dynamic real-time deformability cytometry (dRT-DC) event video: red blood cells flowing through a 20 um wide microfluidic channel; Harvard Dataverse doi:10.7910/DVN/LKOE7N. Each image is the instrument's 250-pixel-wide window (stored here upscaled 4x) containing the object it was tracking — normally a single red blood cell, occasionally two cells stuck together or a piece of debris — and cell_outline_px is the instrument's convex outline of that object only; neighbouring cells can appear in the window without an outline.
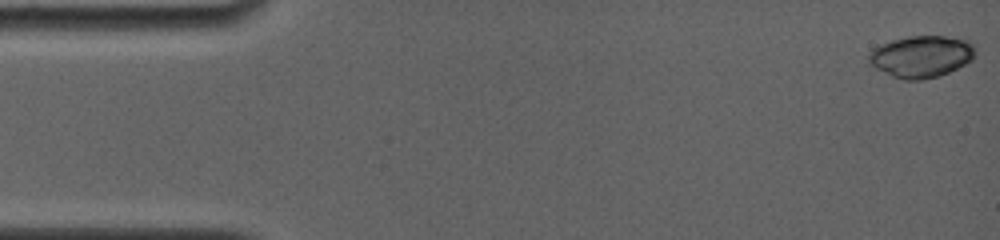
{"species": "common noctule bat (a hibernating species)", "species_latin": "Nyctalus noctula", "temperature_condition": "room temperature", "stored_images_in_passage": 21, "camera_frame_rate_fps": 4000, "um_per_image_px": 0.085, "animal": {"sex": "female", "body_mass_g": 19.0, "forearm_length_mm": 56.7}, "frame": {"image": 1, "passage_image": 1, "time_ms": 0.0, "image_size_px": [1000, 240], "cell_outline_px": [[972, 56], [964, 64], [948, 72], [936, 76], [916, 80], [908, 80], [892, 76], [876, 68], [868, 60], [868, 56], [872, 48], [892, 40], [908, 36], [944, 36], [960, 40], [968, 44], [972, 48]], "centroid_in_image_um": [78.2, 4.8], "position_along_channel_um": 6.8, "area_um2": 24.91}}
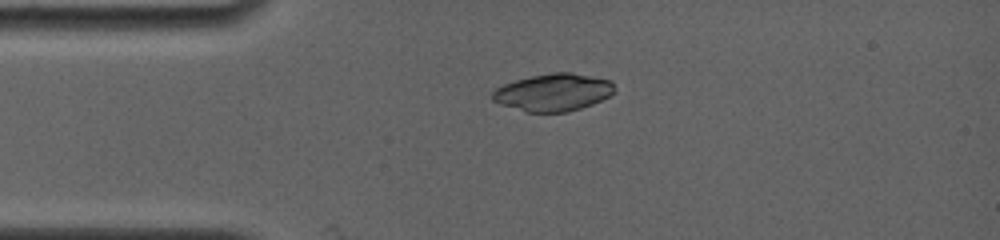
{"frame": {"image": 2, "passage_image": 15, "time_ms": 3.5, "image_size_px": [1000, 240], "cell_outline_px": [[616, 92], [592, 104], [568, 112], [528, 112], [500, 104], [492, 100], [492, 92], [496, 88], [504, 84], [516, 80], [532, 76], [552, 72], [572, 72], [612, 80], [616, 88]], "centroid_in_image_um": [47.06, 7.84], "position_along_channel_um": 37.9, "area_um2": 26.65}}
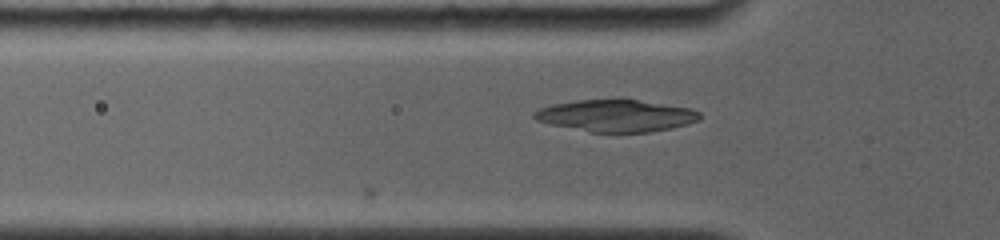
{"frame": {"image": 3, "passage_image": 21, "time_ms": 5.0, "image_size_px": [1000, 240], "cell_outline_px": [[700, 120], [688, 124], [672, 128], [648, 132], [588, 132], [548, 124], [536, 120], [532, 116], [532, 112], [540, 108], [552, 104], [576, 100], [620, 96], [692, 108], [700, 112]], "centroid_in_image_um": [52.36, 9.79], "position_along_channel_um": 73.4, "area_um2": 32.08}}